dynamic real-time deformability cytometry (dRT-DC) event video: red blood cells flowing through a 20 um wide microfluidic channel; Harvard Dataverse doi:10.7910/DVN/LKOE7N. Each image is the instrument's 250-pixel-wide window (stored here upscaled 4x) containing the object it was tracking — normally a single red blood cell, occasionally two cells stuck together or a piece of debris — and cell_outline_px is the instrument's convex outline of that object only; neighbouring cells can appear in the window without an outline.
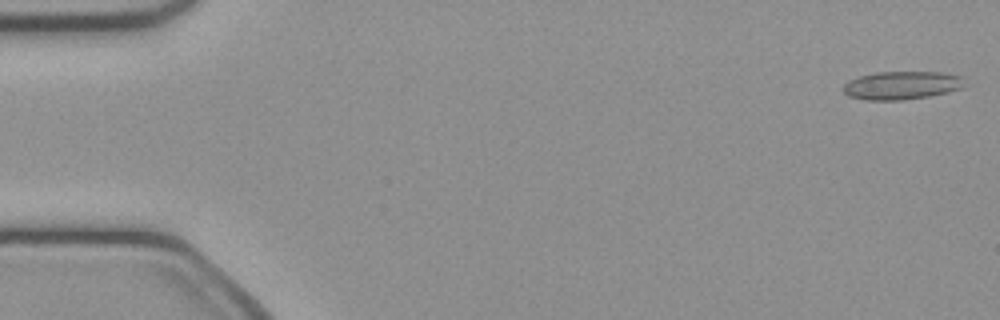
{"species": "common noctule bat (a hibernating species)", "species_latin": "Nyctalus noctula", "temperature_condition": "cold", "stored_images_in_passage": 49, "camera_frame_rate_fps": 3000, "um_per_image_px": 0.085, "animal": {"sex": "female", "body_mass_g": 21.9}, "frame": {"image": 1, "passage_image": 1, "time_ms": 0.0, "image_size_px": [1000, 320], "cell_outline_px": [[964, 76], [960, 88], [948, 92], [928, 96], [904, 100], [864, 100], [848, 96], [840, 88], [848, 80], [860, 76], [876, 72], [944, 72]], "centroid_in_image_um": [76.59, 7.25], "position_along_channel_um": 8.4, "area_um2": 20.06}}
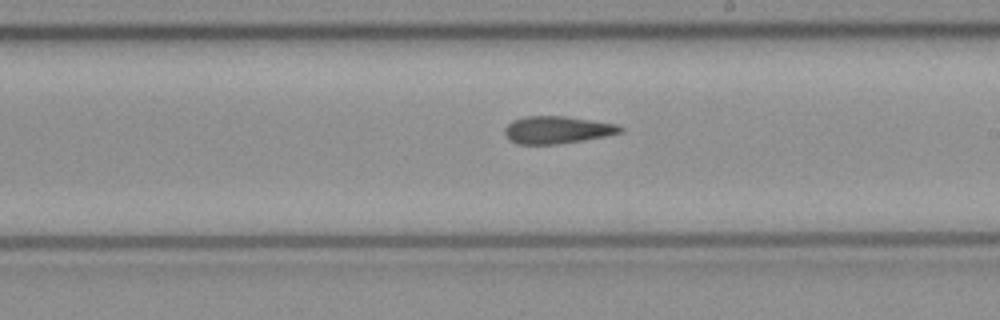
{"frame": {"image": 2, "passage_image": 28, "time_ms": 9.0, "image_size_px": [1000, 320], "cell_outline_px": [[624, 132], [584, 140], [560, 144], [516, 144], [508, 140], [504, 132], [504, 128], [512, 120], [524, 116], [564, 116], [616, 124], [624, 128]], "centroid_in_image_um": [47.32, 11.04], "position_along_channel_um": 241.7, "area_um2": 18.55}}
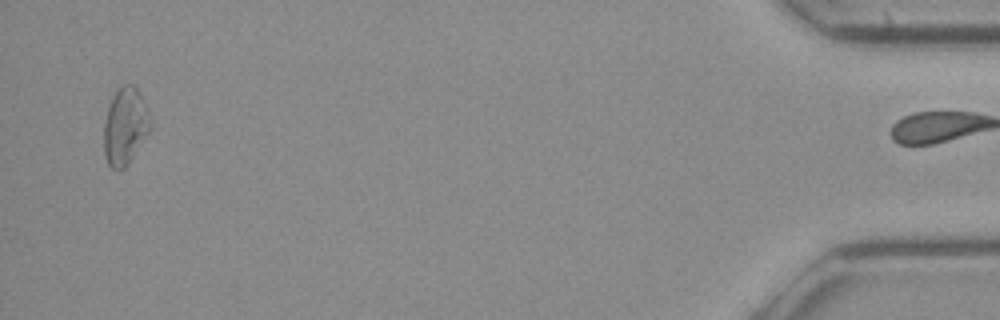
{"frame": {"image": 3, "passage_image": 48, "time_ms": 15.667, "image_size_px": [1000, 320], "cell_outline_px": [[152, 128], [128, 164], [124, 168], [116, 172], [108, 164], [104, 152], [104, 124], [108, 108], [112, 96], [120, 84], [132, 84], [140, 92], [148, 112], [152, 124]], "centroid_in_image_um": [10.64, 10.73], "position_along_channel_um": 424.6, "area_um2": 21.04}, "authors_computed_cell_mechanics": {"area_um2": 18.9006, "velocity_mm_per_s": 4.1073, "shape_relaxation_time_tau1_ms": null, "shape_relaxation_time_tau2_ms": 4.6631, "deformation_change_tau1": null, "deformation_change_tau2": 0.1418}}